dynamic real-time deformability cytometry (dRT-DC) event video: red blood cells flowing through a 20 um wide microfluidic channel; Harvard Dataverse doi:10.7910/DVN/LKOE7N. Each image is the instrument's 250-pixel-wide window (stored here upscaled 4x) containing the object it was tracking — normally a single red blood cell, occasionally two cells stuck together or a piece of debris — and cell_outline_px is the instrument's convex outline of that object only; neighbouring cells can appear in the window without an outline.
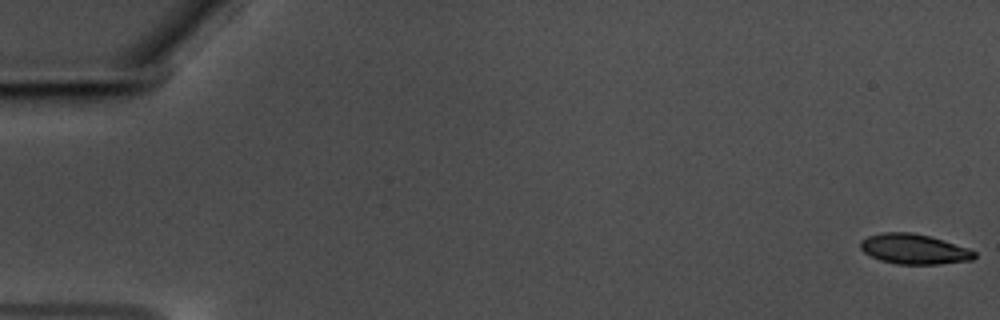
{"species": "common noctule bat (a hibernating species)", "species_latin": "Nyctalus noctula", "temperature_condition": "warm", "stored_images_in_passage": 55, "camera_frame_rate_fps": 3000, "um_per_image_px": 0.085, "animal": {"sex": "male", "body_mass_g": 17.5, "forearm_length_mm": 52.3}, "frame": {"image": 1, "passage_image": 1, "time_ms": 0.0, "image_size_px": [1000, 320], "cell_outline_px": [[976, 256], [972, 260], [940, 264], [896, 264], [880, 260], [864, 252], [860, 248], [860, 240], [868, 236], [884, 232], [912, 232], [944, 240], [968, 248], [976, 252]], "centroid_in_image_um": [77.69, 21.17], "position_along_channel_um": 7.3, "area_um2": 20.0}}
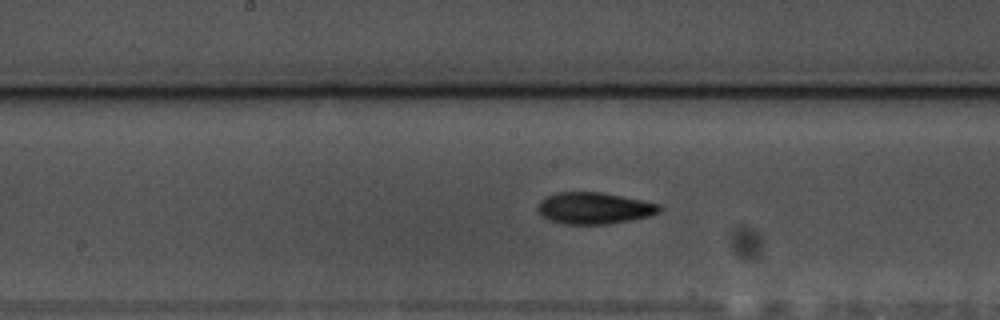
{"frame": {"image": 2, "passage_image": 31, "time_ms": 10.0, "image_size_px": [1000, 320], "cell_outline_px": [[664, 208], [660, 212], [648, 216], [632, 220], [608, 224], [564, 224], [548, 220], [536, 208], [540, 200], [544, 196], [556, 192], [600, 192], [660, 204]], "centroid_in_image_um": [50.49, 17.69], "position_along_channel_um": 197.7, "area_um2": 22.48}}
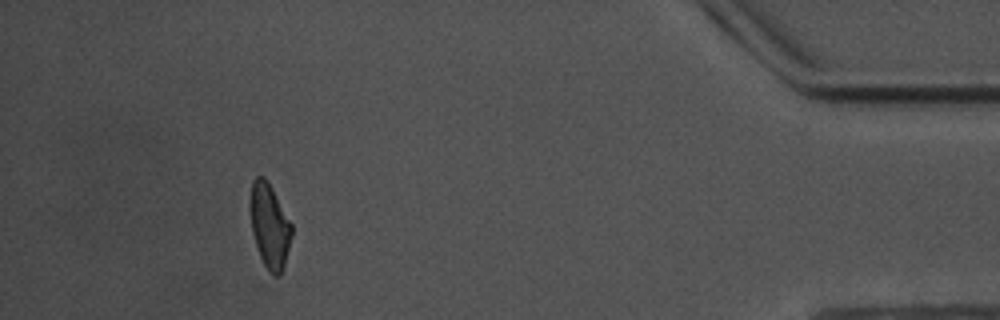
{"frame": {"image": 3, "passage_image": 54, "time_ms": 17.667, "image_size_px": [1000, 320], "cell_outline_px": [[292, 236], [284, 264], [280, 276], [276, 276], [264, 264], [260, 256], [252, 232], [252, 180], [256, 176], [264, 176], [272, 188], [292, 224]], "centroid_in_image_um": [22.95, 19.19], "position_along_channel_um": 412.3, "area_um2": 19.65}}